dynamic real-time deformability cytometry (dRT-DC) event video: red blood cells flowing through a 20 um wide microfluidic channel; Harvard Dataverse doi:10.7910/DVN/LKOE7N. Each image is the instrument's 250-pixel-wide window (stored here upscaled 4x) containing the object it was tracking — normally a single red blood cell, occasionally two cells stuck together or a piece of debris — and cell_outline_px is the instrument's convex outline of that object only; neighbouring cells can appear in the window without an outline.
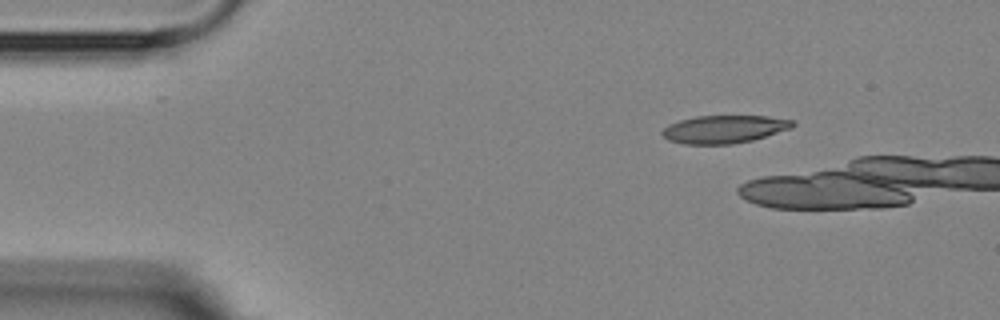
{"species": "Egyptian fruit bat (a non-hibernating species)", "species_latin": "Rousettus aegyptiacus", "temperature_condition": "room temperature", "stored_images_in_passage": 2, "camera_frame_rate_fps": 3000, "um_per_image_px": 0.085, "animal": {"sex": "female"}, "frame": {"image": 1, "passage_image": 1, "time_ms": 0.0, "image_size_px": [1000, 320], "cell_outline_px": [[796, 124], [792, 128], [752, 140], [732, 144], [684, 144], [668, 140], [660, 132], [668, 124], [680, 120], [696, 116], [768, 116], [792, 120]], "centroid_in_image_um": [61.54, 10.98], "position_along_channel_um": 23.5, "area_um2": 21.15}}